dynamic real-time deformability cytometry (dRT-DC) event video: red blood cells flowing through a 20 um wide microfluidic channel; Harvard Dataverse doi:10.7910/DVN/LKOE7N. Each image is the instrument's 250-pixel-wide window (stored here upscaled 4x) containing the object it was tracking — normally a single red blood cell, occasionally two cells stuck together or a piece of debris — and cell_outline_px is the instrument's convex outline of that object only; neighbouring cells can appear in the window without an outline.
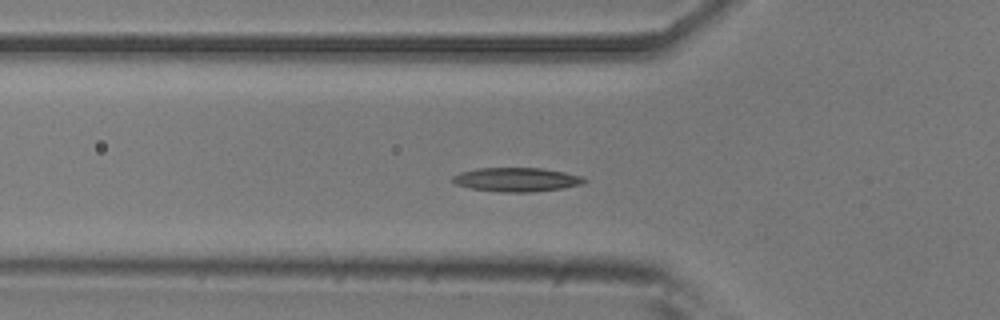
{"species": "common noctule bat (a hibernating species)", "species_latin": "Nyctalus noctula", "temperature_condition": "room temperature", "stored_images_in_passage": 39, "camera_frame_rate_fps": 3000, "um_per_image_px": 0.085, "animal": {"sex": "male", "body_mass_g": 20.5, "forearm_length_mm": 52.5}, "frame": {"image": 1, "passage_image": 6, "time_ms": 1.667, "image_size_px": [1000, 320], "cell_outline_px": [[588, 180], [580, 184], [560, 188], [532, 192], [500, 192], [472, 188], [456, 184], [452, 180], [452, 176], [460, 172], [476, 168], [540, 168], [564, 172], [580, 176]], "centroid_in_image_um": [43.87, 15.26], "position_along_channel_um": 81.9, "area_um2": 18.15}}
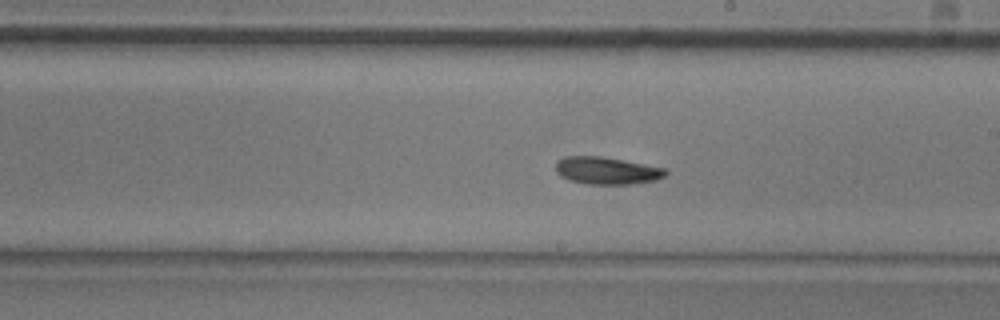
{"frame": {"image": 2, "passage_image": 18, "time_ms": 5.667, "image_size_px": [1000, 320], "cell_outline_px": [[668, 172], [664, 176], [656, 180], [632, 184], [584, 184], [568, 180], [560, 176], [556, 172], [556, 160], [564, 156], [600, 156], [664, 168]], "centroid_in_image_um": [51.51, 14.51], "position_along_channel_um": 237.5, "area_um2": 17.51}}
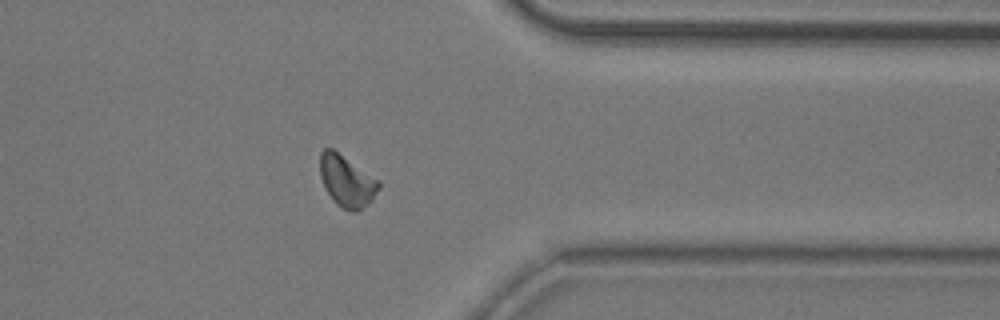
{"frame": {"image": 3, "passage_image": 30, "time_ms": 9.667, "image_size_px": [1000, 320], "cell_outline_px": [[380, 188], [372, 200], [368, 204], [356, 212], [352, 212], [336, 204], [332, 200], [324, 188], [320, 176], [320, 152], [324, 148], [332, 148], [380, 180]], "centroid_in_image_um": [29.47, 15.39], "position_along_channel_um": 381.9, "area_um2": 17.8}}